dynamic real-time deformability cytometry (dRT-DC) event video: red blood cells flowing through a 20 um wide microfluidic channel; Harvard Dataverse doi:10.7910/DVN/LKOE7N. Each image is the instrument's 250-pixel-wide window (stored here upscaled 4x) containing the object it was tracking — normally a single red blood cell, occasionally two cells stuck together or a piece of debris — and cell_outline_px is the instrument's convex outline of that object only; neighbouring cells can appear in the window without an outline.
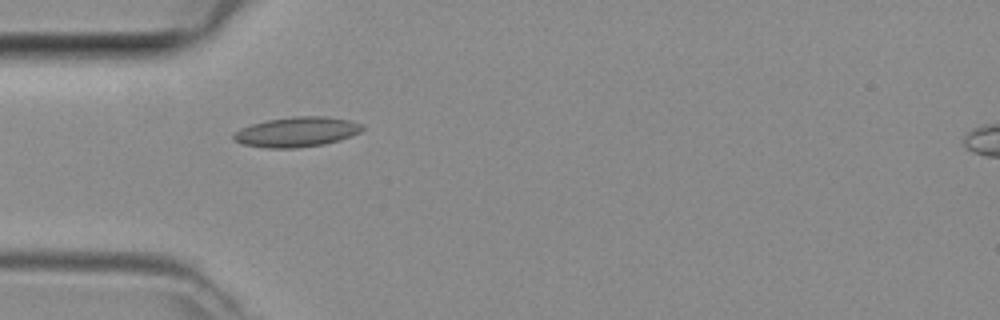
{"species": "common noctule bat (a hibernating species)", "species_latin": "Nyctalus noctula", "temperature_condition": "room temperature", "stored_images_in_passage": 21, "camera_frame_rate_fps": 3000, "um_per_image_px": 0.085, "animal": {"sex": "female", "body_mass_g": 29.2, "forearm_length_mm": 56.3}, "frame": {"image": 1, "passage_image": 2, "time_ms": 0.333, "image_size_px": [1000, 320], "cell_outline_px": [[364, 128], [360, 132], [352, 136], [340, 140], [324, 144], [296, 148], [268, 148], [244, 144], [232, 140], [232, 136], [240, 128], [264, 120], [292, 116], [324, 116], [352, 120], [364, 124]], "centroid_in_image_um": [25.25, 11.2], "position_along_channel_um": 59.7, "area_um2": 22.72}}
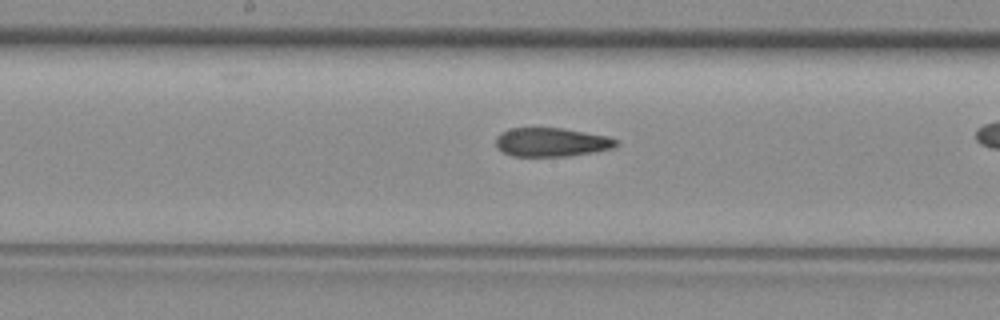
{"frame": {"image": 2, "passage_image": 9, "time_ms": 2.667, "image_size_px": [1000, 320], "cell_outline_px": [[620, 144], [616, 148], [568, 156], [512, 156], [496, 148], [496, 136], [500, 132], [508, 128], [564, 128], [608, 136], [616, 140]], "centroid_in_image_um": [46.88, 12.08], "position_along_channel_um": 201.3, "area_um2": 20.4}}
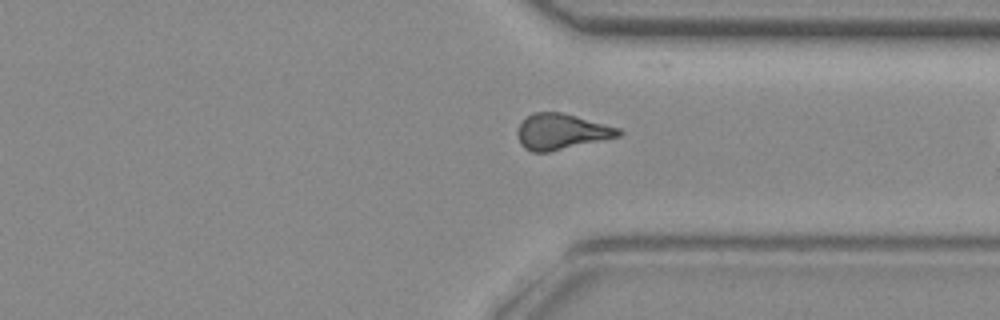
{"frame": {"image": 3, "passage_image": 20, "time_ms": 6.333, "image_size_px": [1000, 320], "cell_outline_px": [[624, 132], [620, 136], [548, 152], [532, 152], [524, 148], [520, 144], [516, 132], [520, 124], [532, 112], [560, 112], [576, 116], [620, 128]], "centroid_in_image_um": [47.71, 11.19], "position_along_channel_um": 363.7, "area_um2": 20.92}}